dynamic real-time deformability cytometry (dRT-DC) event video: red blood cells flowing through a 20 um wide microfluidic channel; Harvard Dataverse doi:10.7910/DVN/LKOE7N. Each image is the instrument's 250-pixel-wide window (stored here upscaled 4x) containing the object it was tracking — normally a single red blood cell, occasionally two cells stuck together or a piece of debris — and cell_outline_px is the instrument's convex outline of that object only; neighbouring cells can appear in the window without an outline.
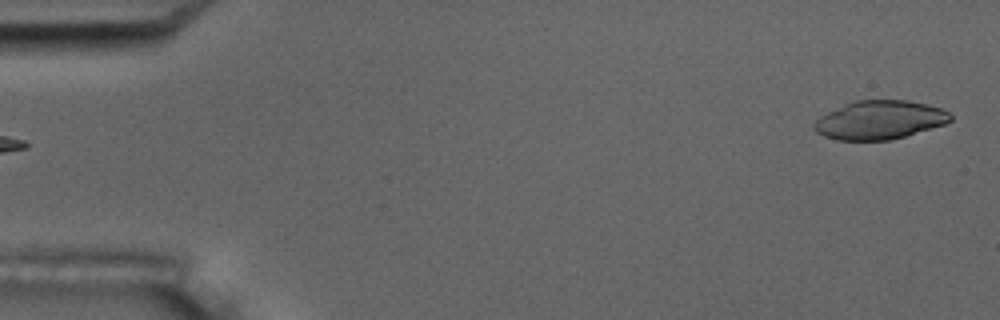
{"species": "common noctule bat (a hibernating species)", "species_latin": "Nyctalus noctula", "temperature_condition": "room temperature", "stored_images_in_passage": 5, "camera_frame_rate_fps": 3000, "um_per_image_px": 0.085, "animal": {"sex": "male", "body_mass_g": 17.5, "forearm_length_mm": 52.3}, "frame": {"image": 1, "passage_image": 5, "time_ms": 5.667, "image_size_px": [1000, 320], "cell_outline_px": [[952, 120], [944, 124], [904, 136], [888, 140], [836, 140], [824, 136], [816, 132], [812, 124], [820, 116], [844, 104], [856, 100], [908, 100], [928, 104], [940, 108], [948, 112], [952, 116]], "centroid_in_image_um": [74.75, 10.19], "position_along_channel_um": 10.3, "area_um2": 30.58}}